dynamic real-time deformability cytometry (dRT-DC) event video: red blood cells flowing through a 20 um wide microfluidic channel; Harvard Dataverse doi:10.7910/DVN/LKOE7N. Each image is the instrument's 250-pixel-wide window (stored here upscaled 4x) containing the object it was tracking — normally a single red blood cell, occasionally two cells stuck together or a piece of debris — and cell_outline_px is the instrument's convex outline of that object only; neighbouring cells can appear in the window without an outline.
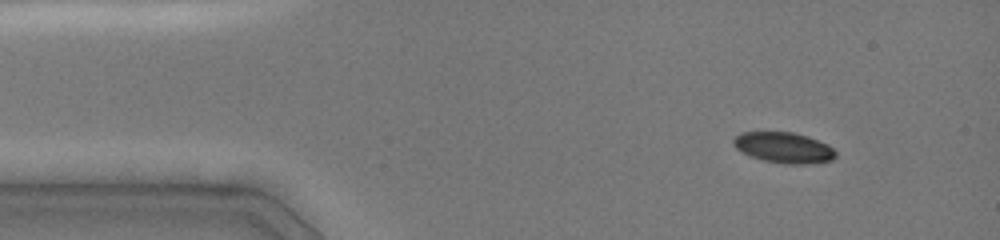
{"species": "common noctule bat (a hibernating species)", "species_latin": "Nyctalus noctula", "temperature_condition": "cold", "stored_images_in_passage": 27, "camera_frame_rate_fps": 3000, "um_per_image_px": 0.085, "animal": {"sex": "female", "body_mass_g": 19.0, "forearm_length_mm": 51.5}, "frame": {"image": 1, "passage_image": 1, "time_ms": 0.0, "image_size_px": [1000, 240], "cell_outline_px": [[836, 156], [832, 160], [808, 164], [784, 164], [764, 160], [740, 152], [732, 144], [732, 140], [740, 132], [792, 132], [808, 136], [828, 144], [836, 152]], "centroid_in_image_um": [66.61, 12.54], "position_along_channel_um": 18.4, "area_um2": 18.38}}
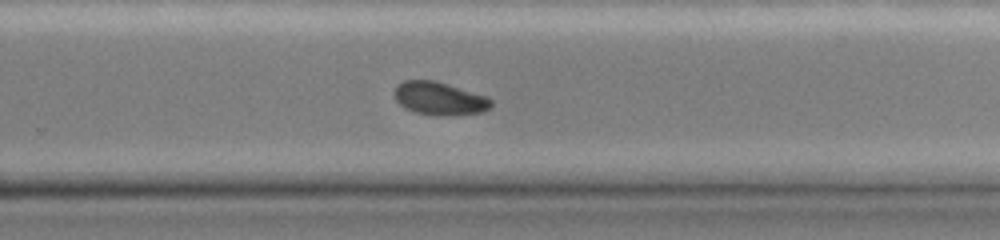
{"frame": {"image": 2, "passage_image": 20, "time_ms": 8.667, "image_size_px": [1000, 240], "cell_outline_px": [[492, 104], [488, 108], [480, 112], [440, 116], [436, 116], [416, 112], [404, 108], [396, 100], [392, 92], [396, 84], [404, 80], [436, 80], [488, 96], [492, 100]], "centroid_in_image_um": [37.31, 8.35], "position_along_channel_um": 292.5, "area_um2": 18.84}}
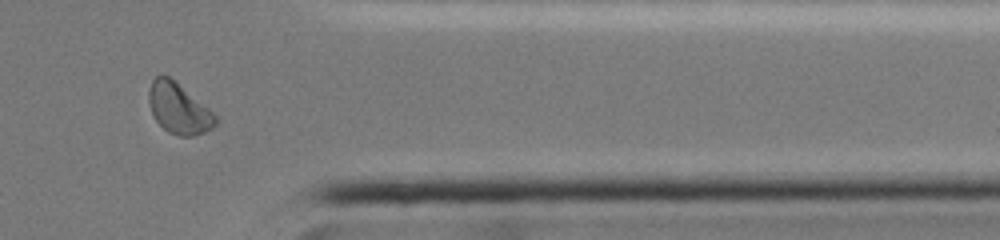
{"frame": {"image": 3, "passage_image": 25, "time_ms": 11.333, "image_size_px": [1000, 240], "cell_outline_px": [[216, 124], [212, 128], [204, 132], [192, 136], [180, 136], [168, 132], [152, 116], [148, 104], [148, 88], [152, 80], [156, 76], [168, 76], [208, 108], [216, 116]], "centroid_in_image_um": [15.14, 9.23], "position_along_channel_um": 396.3, "area_um2": 19.36}, "authors_computed_cell_mechanics": {"area_um2": 19.8254, "velocity_mm_per_s": 4.0158, "shape_relaxation_time_tau1_ms": 3.3477, "shape_relaxation_time_tau2_ms": 4.148, "deformation_change_tau1": 0.0993, "deformation_change_tau2": 0.053}}